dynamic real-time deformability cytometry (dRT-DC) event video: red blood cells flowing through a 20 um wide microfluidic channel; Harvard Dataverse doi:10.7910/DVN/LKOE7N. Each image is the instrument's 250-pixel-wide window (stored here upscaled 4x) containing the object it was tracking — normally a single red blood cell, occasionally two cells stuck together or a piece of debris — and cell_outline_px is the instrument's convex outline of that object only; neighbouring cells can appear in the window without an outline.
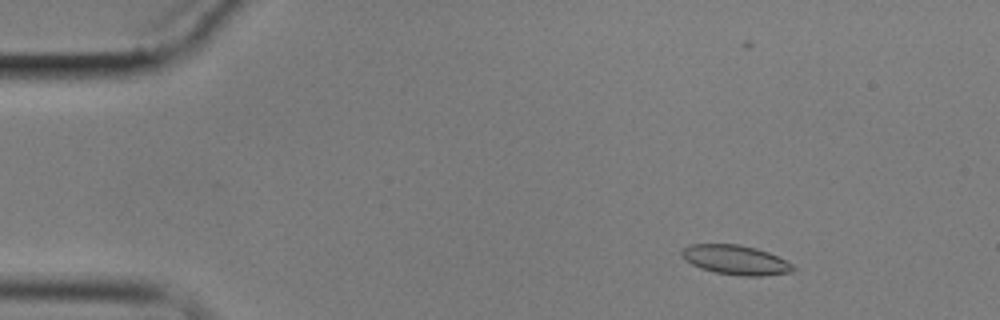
{"species": "common noctule bat (a hibernating species)", "species_latin": "Nyctalus noctula", "temperature_condition": "cold", "stored_images_in_passage": 8, "camera_frame_rate_fps": 3000, "um_per_image_px": 0.085, "animal": {"sex": "male", "body_mass_g": 17.9}, "frame": {"image": 1, "passage_image": 2, "time_ms": 1.0, "image_size_px": [1000, 320], "cell_outline_px": [[796, 268], [792, 272], [760, 276], [744, 276], [716, 272], [700, 268], [684, 260], [680, 256], [680, 252], [688, 244], [736, 244], [756, 248], [768, 252], [792, 264]], "centroid_in_image_um": [62.49, 22.09], "position_along_channel_um": 22.5, "area_um2": 19.07}}
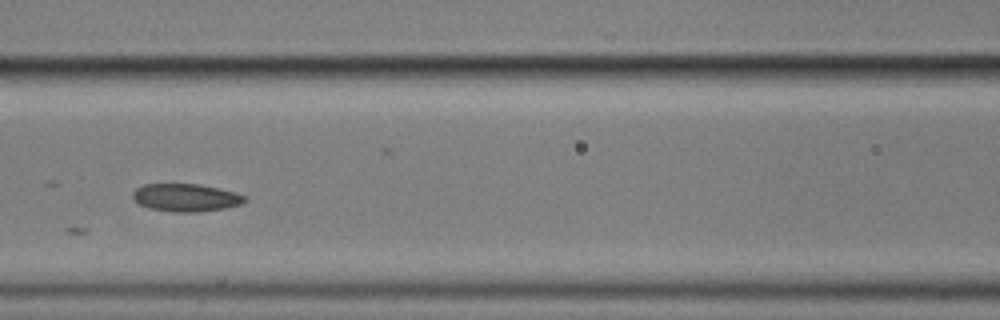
{"frame": {"image": 2, "passage_image": 7, "time_ms": 7.0, "image_size_px": [1000, 320], "cell_outline_px": [[248, 200], [240, 204], [224, 208], [200, 212], [172, 212], [148, 208], [140, 204], [132, 196], [132, 192], [136, 188], [144, 184], [200, 184], [220, 188], [236, 192], [244, 196]], "centroid_in_image_um": [15.8, 16.79], "position_along_channel_um": 150.8, "area_um2": 18.21}}
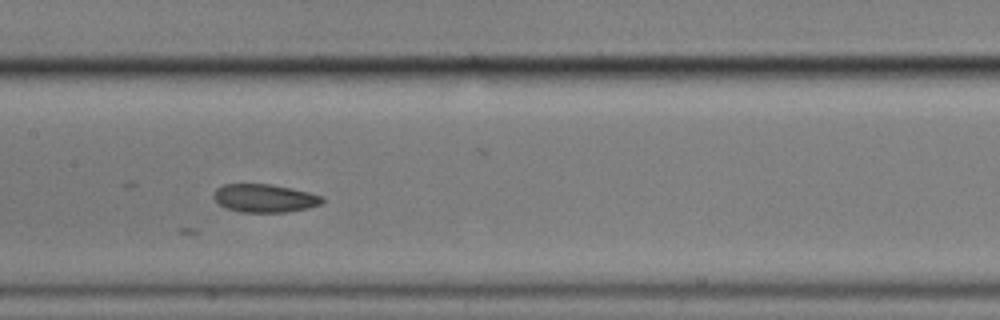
{"frame": {"image": 3, "passage_image": 8, "time_ms": 8.0, "image_size_px": [1000, 320], "cell_outline_px": [[324, 200], [320, 204], [308, 208], [288, 212], [240, 212], [224, 208], [216, 200], [216, 188], [224, 184], [272, 184], [308, 192], [324, 196]], "centroid_in_image_um": [22.52, 16.85], "position_along_channel_um": 184.9, "area_um2": 17.74}}